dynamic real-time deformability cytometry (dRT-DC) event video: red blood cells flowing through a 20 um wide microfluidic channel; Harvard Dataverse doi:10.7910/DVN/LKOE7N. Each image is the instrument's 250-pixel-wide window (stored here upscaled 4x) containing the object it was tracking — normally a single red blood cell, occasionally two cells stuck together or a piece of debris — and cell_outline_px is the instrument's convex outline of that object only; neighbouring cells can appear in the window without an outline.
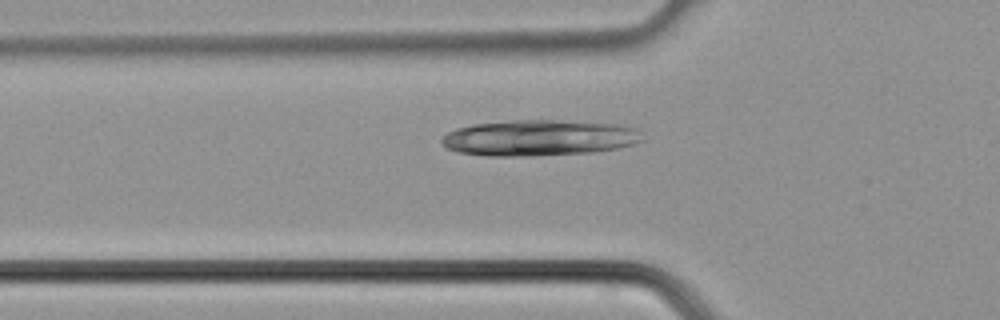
{"species": "common noctule bat (a hibernating species)", "species_latin": "Nyctalus noctula", "temperature_condition": "cold", "stored_images_in_passage": 23, "camera_frame_rate_fps": 3000, "um_per_image_px": 0.085, "animal": {"sex": "male", "body_mass_g": 21.5, "forearm_length_mm": 52.0}, "frame": {"image": 1, "passage_image": 2, "time_ms": 0.333, "image_size_px": [1000, 320], "cell_outline_px": [[644, 140], [636, 144], [596, 152], [536, 156], [488, 156], [456, 152], [448, 148], [440, 140], [448, 132], [456, 128], [472, 124], [512, 120], [552, 120], [620, 124], [640, 128]], "centroid_in_image_um": [45.88, 11.72], "position_along_channel_um": 79.9, "area_um2": 42.54}}
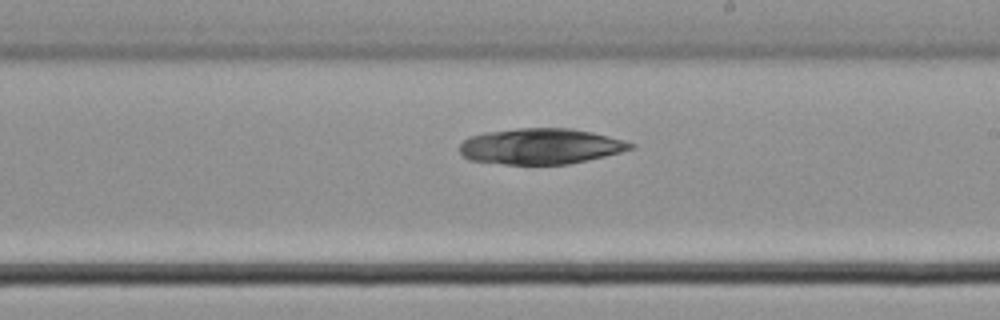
{"frame": {"image": 2, "passage_image": 11, "time_ms": 3.333, "image_size_px": [1000, 320], "cell_outline_px": [[636, 148], [604, 156], [568, 164], [504, 164], [468, 160], [460, 152], [460, 144], [468, 136], [484, 132], [516, 128], [572, 128], [592, 132], [624, 140], [636, 144]], "centroid_in_image_um": [45.94, 12.42], "position_along_channel_um": 243.1, "area_um2": 35.78}}
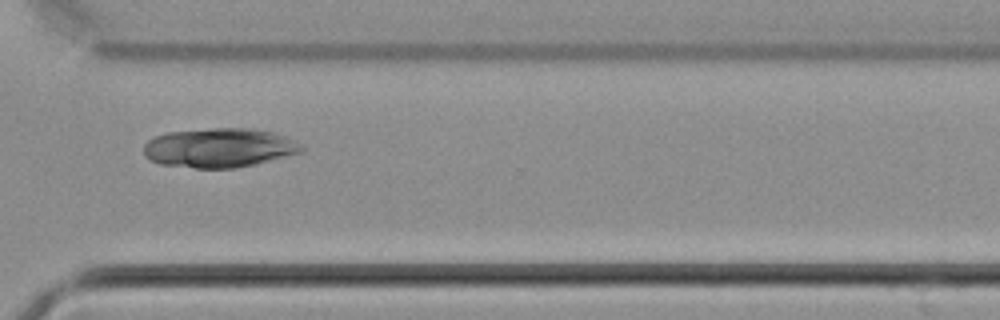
{"frame": {"image": 3, "passage_image": 17, "time_ms": 5.333, "image_size_px": [1000, 320], "cell_outline_px": [[304, 152], [256, 164], [236, 168], [196, 168], [160, 164], [148, 160], [144, 156], [144, 144], [152, 136], [164, 132], [212, 128], [248, 128], [272, 132], [284, 136], [300, 144], [304, 148]], "centroid_in_image_um": [18.59, 12.56], "position_along_channel_um": 352.0, "area_um2": 36.47}}